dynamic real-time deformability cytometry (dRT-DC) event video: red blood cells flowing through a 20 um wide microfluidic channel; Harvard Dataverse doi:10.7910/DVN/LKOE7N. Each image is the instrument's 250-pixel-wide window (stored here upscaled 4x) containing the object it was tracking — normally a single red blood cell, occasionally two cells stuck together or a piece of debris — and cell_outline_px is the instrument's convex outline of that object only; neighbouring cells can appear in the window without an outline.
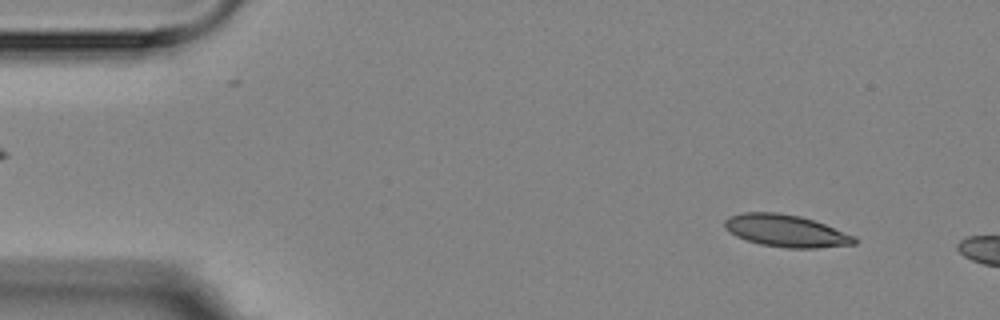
{"species": "Egyptian fruit bat (a non-hibernating species)", "species_latin": "Rousettus aegyptiacus", "temperature_condition": "room temperature", "stored_images_in_passage": 3, "camera_frame_rate_fps": 3000, "um_per_image_px": 0.085, "animal": {"sex": "female"}, "frame": {"image": 1, "passage_image": 1, "time_ms": 0.0, "image_size_px": [1000, 320], "cell_outline_px": [[860, 240], [856, 244], [816, 248], [788, 248], [760, 244], [736, 236], [724, 228], [724, 220], [728, 216], [740, 212], [776, 212], [800, 216], [824, 224], [856, 236]], "centroid_in_image_um": [66.81, 19.61], "position_along_channel_um": 18.2, "area_um2": 24.45}}